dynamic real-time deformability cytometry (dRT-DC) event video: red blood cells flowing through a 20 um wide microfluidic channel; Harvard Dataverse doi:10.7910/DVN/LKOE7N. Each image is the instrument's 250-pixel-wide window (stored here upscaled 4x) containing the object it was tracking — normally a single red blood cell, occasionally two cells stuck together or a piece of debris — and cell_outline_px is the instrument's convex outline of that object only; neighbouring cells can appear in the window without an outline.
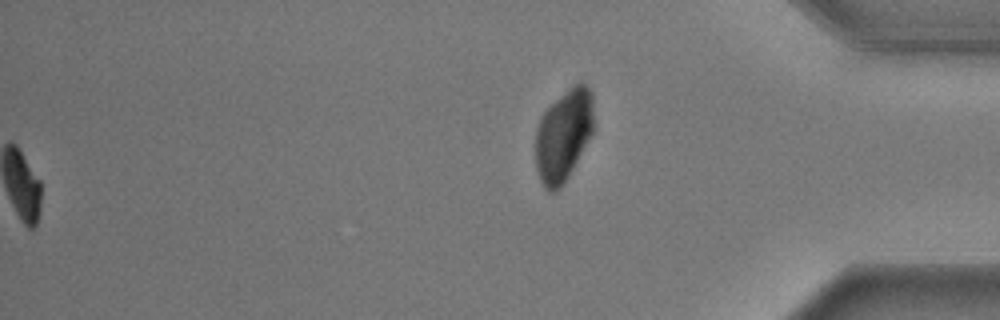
{"species": "common noctule bat (a hibernating species)", "species_latin": "Nyctalus noctula", "temperature_condition": "warm", "stored_images_in_passage": 42, "segment_of_instrument_passage": [2, 2], "camera_frame_rate_fps": 3000, "um_per_image_px": 0.085, "animal": {"sex": "male", "body_mass_g": 17.9}, "frame": {"image": 1, "passage_image": 42, "time_ms": 13.667, "image_size_px": [1000, 320], "cell_outline_px": [[592, 132], [568, 176], [560, 188], [556, 192], [548, 192], [540, 184], [536, 172], [536, 128], [544, 112], [572, 84], [580, 80], [588, 84], [592, 92]], "centroid_in_image_um": [47.87, 11.5], "position_along_channel_um": 387.3, "area_um2": 31.04}}